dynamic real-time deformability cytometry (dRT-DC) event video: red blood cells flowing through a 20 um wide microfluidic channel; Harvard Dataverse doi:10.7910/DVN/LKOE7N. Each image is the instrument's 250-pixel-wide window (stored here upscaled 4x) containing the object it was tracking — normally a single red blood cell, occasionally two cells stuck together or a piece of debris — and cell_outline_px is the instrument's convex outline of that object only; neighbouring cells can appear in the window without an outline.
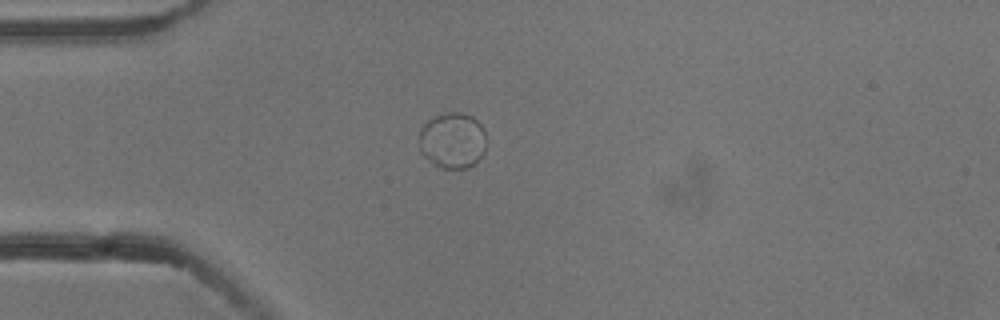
{"species": "common noctule bat (a hibernating species)", "species_latin": "Nyctalus noctula", "temperature_condition": "cold", "stored_images_in_passage": 5, "camera_frame_rate_fps": 3000, "um_per_image_px": 0.085, "animal": {"sex": "male", "body_mass_g": 13.3}, "frame": {"image": 1, "passage_image": 5, "time_ms": 1.333, "image_size_px": [1000, 320], "cell_outline_px": [[484, 152], [468, 168], [440, 168], [428, 160], [420, 152], [420, 128], [432, 116], [444, 112], [460, 112], [472, 116], [484, 128]], "centroid_in_image_um": [38.43, 11.91], "position_along_channel_um": 46.6, "area_um2": 21.85}}